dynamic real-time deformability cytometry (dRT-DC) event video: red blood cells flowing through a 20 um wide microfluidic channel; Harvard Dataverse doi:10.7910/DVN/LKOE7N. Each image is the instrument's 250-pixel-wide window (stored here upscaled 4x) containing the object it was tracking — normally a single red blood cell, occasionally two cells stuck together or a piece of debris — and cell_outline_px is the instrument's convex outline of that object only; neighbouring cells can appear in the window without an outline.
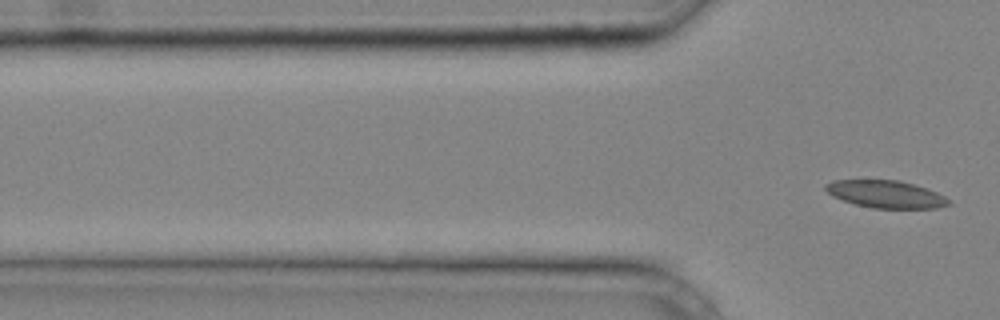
{"species": "common noctule bat (a hibernating species)", "species_latin": "Nyctalus noctula", "temperature_condition": "cold", "stored_images_in_passage": 4, "camera_frame_rate_fps": 3000, "um_per_image_px": 0.085, "animal": {"sex": "male", "body_mass_g": 20.4}, "frame": {"image": 1, "passage_image": 4, "time_ms": 1.0, "image_size_px": [1000, 320], "cell_outline_px": [[952, 204], [936, 208], [872, 208], [856, 204], [832, 196], [824, 188], [824, 184], [832, 180], [900, 180], [928, 188], [952, 200]], "centroid_in_image_um": [75.33, 16.5], "position_along_channel_um": 50.5, "area_um2": 19.77}}